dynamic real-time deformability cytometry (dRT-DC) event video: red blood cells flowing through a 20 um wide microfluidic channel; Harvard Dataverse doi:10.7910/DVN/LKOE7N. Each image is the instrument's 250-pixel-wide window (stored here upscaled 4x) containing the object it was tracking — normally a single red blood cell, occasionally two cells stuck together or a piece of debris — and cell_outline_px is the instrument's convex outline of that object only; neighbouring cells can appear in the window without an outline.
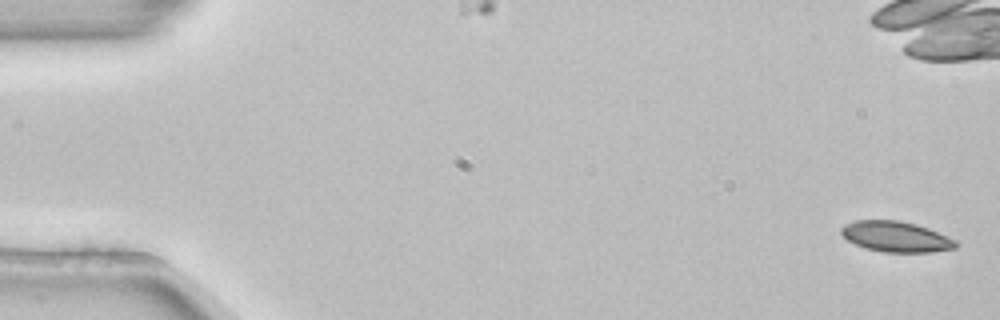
{"species": "common noctule bat (a hibernating species)", "species_latin": "Nyctalus noctula", "temperature_condition": "room temperature", "stored_images_in_passage": 7, "camera_frame_rate_fps": 3000, "um_per_image_px": 0.085, "animal": {"sex": "female", "body_mass_g": 22.7, "forearm_length_mm": 54.2}, "frame": {"image": 1, "passage_image": 1, "time_ms": 0.0, "image_size_px": [1000, 320], "cell_outline_px": [[960, 244], [956, 248], [932, 252], [884, 252], [864, 248], [848, 240], [840, 232], [840, 228], [844, 224], [856, 220], [896, 220], [916, 224], [928, 228], [956, 240]], "centroid_in_image_um": [76.16, 20.12], "position_along_channel_um": 8.8, "area_um2": 20.46}}